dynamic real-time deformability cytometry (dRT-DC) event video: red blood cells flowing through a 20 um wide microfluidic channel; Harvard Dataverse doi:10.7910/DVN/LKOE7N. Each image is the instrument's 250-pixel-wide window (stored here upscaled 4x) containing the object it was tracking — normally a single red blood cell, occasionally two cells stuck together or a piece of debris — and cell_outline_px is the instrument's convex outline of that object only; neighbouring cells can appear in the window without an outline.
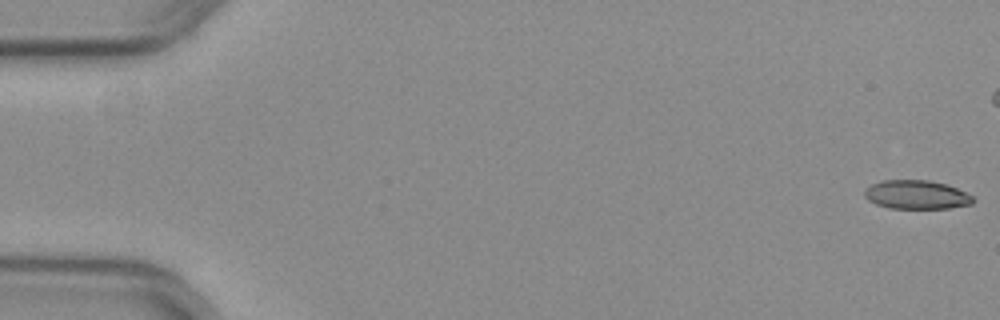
{"species": "common noctule bat (a hibernating species)", "species_latin": "Nyctalus noctula", "temperature_condition": "warm", "stored_images_in_passage": 8, "camera_frame_rate_fps": 3000, "um_per_image_px": 0.085, "animal": {"sex": "female", "body_mass_g": 29.2, "forearm_length_mm": 56.3}, "frame": {"image": 1, "passage_image": 1, "time_ms": 0.0, "image_size_px": [1000, 320], "cell_outline_px": [[976, 200], [972, 204], [948, 208], [888, 208], [876, 204], [868, 200], [864, 196], [864, 192], [872, 184], [880, 180], [928, 180], [944, 184], [956, 188], [972, 196]], "centroid_in_image_um": [77.89, 16.55], "position_along_channel_um": 7.1, "area_um2": 18.09}}